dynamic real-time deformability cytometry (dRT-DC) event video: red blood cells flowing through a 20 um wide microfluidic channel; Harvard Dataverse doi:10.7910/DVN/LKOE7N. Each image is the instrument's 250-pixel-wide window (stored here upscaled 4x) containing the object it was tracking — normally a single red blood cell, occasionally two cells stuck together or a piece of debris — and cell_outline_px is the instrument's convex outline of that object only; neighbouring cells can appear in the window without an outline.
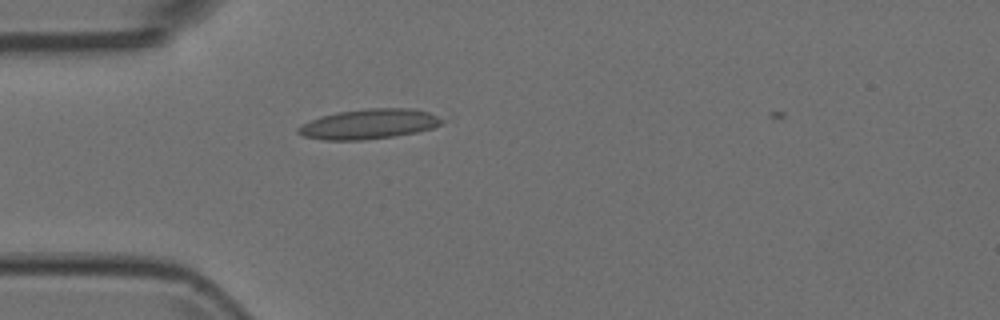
{"species": "Egyptian fruit bat (a non-hibernating species)", "species_latin": "Rousettus aegyptiacus", "temperature_condition": "room temperature", "stored_images_in_passage": 3, "camera_frame_rate_fps": 3000, "um_per_image_px": 0.085, "animal": {"sex": "female"}, "frame": {"image": 1, "passage_image": 2, "time_ms": 0.333, "image_size_px": [1000, 320], "cell_outline_px": [[448, 120], [432, 128], [416, 132], [392, 136], [360, 140], [324, 140], [304, 136], [296, 132], [296, 128], [320, 116], [340, 112], [368, 108], [412, 108], [428, 112]], "centroid_in_image_um": [31.39, 10.54], "position_along_channel_um": 53.6, "area_um2": 24.91}}